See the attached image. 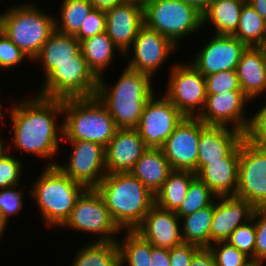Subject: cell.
I'll return each mask as SVG.
<instances>
[{
    "label": "cell",
    "mask_w": 266,
    "mask_h": 266,
    "mask_svg": "<svg viewBox=\"0 0 266 266\" xmlns=\"http://www.w3.org/2000/svg\"><path fill=\"white\" fill-rule=\"evenodd\" d=\"M14 102L8 113L13 127V143L7 145V150L13 146L16 151L51 160L46 166L57 165L58 162L53 160L63 139L62 123L57 125V118L60 114L63 116V100L35 94Z\"/></svg>",
    "instance_id": "6da1fadb"
},
{
    "label": "cell",
    "mask_w": 266,
    "mask_h": 266,
    "mask_svg": "<svg viewBox=\"0 0 266 266\" xmlns=\"http://www.w3.org/2000/svg\"><path fill=\"white\" fill-rule=\"evenodd\" d=\"M118 227L135 230L155 205V195L132 173H110L95 187Z\"/></svg>",
    "instance_id": "7a4b0ae2"
},
{
    "label": "cell",
    "mask_w": 266,
    "mask_h": 266,
    "mask_svg": "<svg viewBox=\"0 0 266 266\" xmlns=\"http://www.w3.org/2000/svg\"><path fill=\"white\" fill-rule=\"evenodd\" d=\"M114 84L110 87L101 76L96 96L107 108L117 128L136 129L145 103L155 94L152 77L125 67Z\"/></svg>",
    "instance_id": "3957f363"
},
{
    "label": "cell",
    "mask_w": 266,
    "mask_h": 266,
    "mask_svg": "<svg viewBox=\"0 0 266 266\" xmlns=\"http://www.w3.org/2000/svg\"><path fill=\"white\" fill-rule=\"evenodd\" d=\"M36 178L30 196L38 204L42 221L48 227L60 228L69 219L77 198L86 187L70 179L57 165L45 166Z\"/></svg>",
    "instance_id": "277c9868"
},
{
    "label": "cell",
    "mask_w": 266,
    "mask_h": 266,
    "mask_svg": "<svg viewBox=\"0 0 266 266\" xmlns=\"http://www.w3.org/2000/svg\"><path fill=\"white\" fill-rule=\"evenodd\" d=\"M63 139L92 141L106 147L117 126L97 96L63 99Z\"/></svg>",
    "instance_id": "5b68a950"
},
{
    "label": "cell",
    "mask_w": 266,
    "mask_h": 266,
    "mask_svg": "<svg viewBox=\"0 0 266 266\" xmlns=\"http://www.w3.org/2000/svg\"><path fill=\"white\" fill-rule=\"evenodd\" d=\"M20 5L0 14V30L33 61L55 31V17L32 3Z\"/></svg>",
    "instance_id": "8992f818"
},
{
    "label": "cell",
    "mask_w": 266,
    "mask_h": 266,
    "mask_svg": "<svg viewBox=\"0 0 266 266\" xmlns=\"http://www.w3.org/2000/svg\"><path fill=\"white\" fill-rule=\"evenodd\" d=\"M144 25L170 39L177 47L179 40L199 32L203 15L183 0H149L143 6Z\"/></svg>",
    "instance_id": "52a82bcc"
},
{
    "label": "cell",
    "mask_w": 266,
    "mask_h": 266,
    "mask_svg": "<svg viewBox=\"0 0 266 266\" xmlns=\"http://www.w3.org/2000/svg\"><path fill=\"white\" fill-rule=\"evenodd\" d=\"M63 227L72 228L74 231L94 233L96 240L93 242H117L118 234L122 232L112 219L96 188H86L81 193L69 219L61 228Z\"/></svg>",
    "instance_id": "ba28073f"
},
{
    "label": "cell",
    "mask_w": 266,
    "mask_h": 266,
    "mask_svg": "<svg viewBox=\"0 0 266 266\" xmlns=\"http://www.w3.org/2000/svg\"><path fill=\"white\" fill-rule=\"evenodd\" d=\"M44 77L39 96L62 100L96 96L99 78L86 61L58 62Z\"/></svg>",
    "instance_id": "9c48e42d"
},
{
    "label": "cell",
    "mask_w": 266,
    "mask_h": 266,
    "mask_svg": "<svg viewBox=\"0 0 266 266\" xmlns=\"http://www.w3.org/2000/svg\"><path fill=\"white\" fill-rule=\"evenodd\" d=\"M172 66L165 96L185 117H198L206 103L205 76L190 63Z\"/></svg>",
    "instance_id": "30bf717a"
},
{
    "label": "cell",
    "mask_w": 266,
    "mask_h": 266,
    "mask_svg": "<svg viewBox=\"0 0 266 266\" xmlns=\"http://www.w3.org/2000/svg\"><path fill=\"white\" fill-rule=\"evenodd\" d=\"M235 196L255 208H266V149L249 141L240 142L238 187Z\"/></svg>",
    "instance_id": "8fae6325"
},
{
    "label": "cell",
    "mask_w": 266,
    "mask_h": 266,
    "mask_svg": "<svg viewBox=\"0 0 266 266\" xmlns=\"http://www.w3.org/2000/svg\"><path fill=\"white\" fill-rule=\"evenodd\" d=\"M71 144L67 164L57 166L72 180L86 188H95L106 176L105 147L92 141L62 140Z\"/></svg>",
    "instance_id": "7c38bea8"
},
{
    "label": "cell",
    "mask_w": 266,
    "mask_h": 266,
    "mask_svg": "<svg viewBox=\"0 0 266 266\" xmlns=\"http://www.w3.org/2000/svg\"><path fill=\"white\" fill-rule=\"evenodd\" d=\"M155 96L145 103L136 129L148 147L160 148L185 116L165 95Z\"/></svg>",
    "instance_id": "4fadbf2b"
},
{
    "label": "cell",
    "mask_w": 266,
    "mask_h": 266,
    "mask_svg": "<svg viewBox=\"0 0 266 266\" xmlns=\"http://www.w3.org/2000/svg\"><path fill=\"white\" fill-rule=\"evenodd\" d=\"M248 102L250 99L243 91L207 95L205 107L198 118L206 125L230 126L245 135L251 122V116L247 118L245 115Z\"/></svg>",
    "instance_id": "5bb4252c"
},
{
    "label": "cell",
    "mask_w": 266,
    "mask_h": 266,
    "mask_svg": "<svg viewBox=\"0 0 266 266\" xmlns=\"http://www.w3.org/2000/svg\"><path fill=\"white\" fill-rule=\"evenodd\" d=\"M200 119L184 117L160 147L172 170L197 171Z\"/></svg>",
    "instance_id": "9a60e30c"
},
{
    "label": "cell",
    "mask_w": 266,
    "mask_h": 266,
    "mask_svg": "<svg viewBox=\"0 0 266 266\" xmlns=\"http://www.w3.org/2000/svg\"><path fill=\"white\" fill-rule=\"evenodd\" d=\"M130 49L133 50L134 56L127 62L126 67L153 77L160 65L177 50V46L159 32L143 25Z\"/></svg>",
    "instance_id": "2e32d148"
},
{
    "label": "cell",
    "mask_w": 266,
    "mask_h": 266,
    "mask_svg": "<svg viewBox=\"0 0 266 266\" xmlns=\"http://www.w3.org/2000/svg\"><path fill=\"white\" fill-rule=\"evenodd\" d=\"M212 38L196 54L191 64L203 76L235 70L247 46L233 35L214 34Z\"/></svg>",
    "instance_id": "e0dca14e"
},
{
    "label": "cell",
    "mask_w": 266,
    "mask_h": 266,
    "mask_svg": "<svg viewBox=\"0 0 266 266\" xmlns=\"http://www.w3.org/2000/svg\"><path fill=\"white\" fill-rule=\"evenodd\" d=\"M105 33L117 46L121 55H126L139 29L144 25L143 7L136 3L123 2L107 10Z\"/></svg>",
    "instance_id": "ac0fdd59"
},
{
    "label": "cell",
    "mask_w": 266,
    "mask_h": 266,
    "mask_svg": "<svg viewBox=\"0 0 266 266\" xmlns=\"http://www.w3.org/2000/svg\"><path fill=\"white\" fill-rule=\"evenodd\" d=\"M148 148L137 129L118 128L105 147L107 174L131 172Z\"/></svg>",
    "instance_id": "d6986e66"
},
{
    "label": "cell",
    "mask_w": 266,
    "mask_h": 266,
    "mask_svg": "<svg viewBox=\"0 0 266 266\" xmlns=\"http://www.w3.org/2000/svg\"><path fill=\"white\" fill-rule=\"evenodd\" d=\"M215 201L210 245L218 241H226L233 231L252 218L255 210L250 202L237 196H220Z\"/></svg>",
    "instance_id": "ffe728a7"
},
{
    "label": "cell",
    "mask_w": 266,
    "mask_h": 266,
    "mask_svg": "<svg viewBox=\"0 0 266 266\" xmlns=\"http://www.w3.org/2000/svg\"><path fill=\"white\" fill-rule=\"evenodd\" d=\"M179 222L175 211L162 209L155 204L135 231L153 246L171 249L183 242Z\"/></svg>",
    "instance_id": "44dd1931"
},
{
    "label": "cell",
    "mask_w": 266,
    "mask_h": 266,
    "mask_svg": "<svg viewBox=\"0 0 266 266\" xmlns=\"http://www.w3.org/2000/svg\"><path fill=\"white\" fill-rule=\"evenodd\" d=\"M245 137L233 128L206 125L200 120L197 170L210 162L222 161Z\"/></svg>",
    "instance_id": "7402d4cb"
},
{
    "label": "cell",
    "mask_w": 266,
    "mask_h": 266,
    "mask_svg": "<svg viewBox=\"0 0 266 266\" xmlns=\"http://www.w3.org/2000/svg\"><path fill=\"white\" fill-rule=\"evenodd\" d=\"M240 143L222 161L202 165L195 173L217 196H235L238 187Z\"/></svg>",
    "instance_id": "603a6c76"
},
{
    "label": "cell",
    "mask_w": 266,
    "mask_h": 266,
    "mask_svg": "<svg viewBox=\"0 0 266 266\" xmlns=\"http://www.w3.org/2000/svg\"><path fill=\"white\" fill-rule=\"evenodd\" d=\"M235 71L240 89L250 100L266 92V56L263 47H247Z\"/></svg>",
    "instance_id": "cb8c5ba5"
},
{
    "label": "cell",
    "mask_w": 266,
    "mask_h": 266,
    "mask_svg": "<svg viewBox=\"0 0 266 266\" xmlns=\"http://www.w3.org/2000/svg\"><path fill=\"white\" fill-rule=\"evenodd\" d=\"M33 61L40 63L46 76L58 62L86 60L80 51V42L74 35H65L54 31Z\"/></svg>",
    "instance_id": "d4e9b609"
},
{
    "label": "cell",
    "mask_w": 266,
    "mask_h": 266,
    "mask_svg": "<svg viewBox=\"0 0 266 266\" xmlns=\"http://www.w3.org/2000/svg\"><path fill=\"white\" fill-rule=\"evenodd\" d=\"M171 171L162 149L149 147L130 173L155 195Z\"/></svg>",
    "instance_id": "484cf974"
},
{
    "label": "cell",
    "mask_w": 266,
    "mask_h": 266,
    "mask_svg": "<svg viewBox=\"0 0 266 266\" xmlns=\"http://www.w3.org/2000/svg\"><path fill=\"white\" fill-rule=\"evenodd\" d=\"M247 0H212L203 14V26L210 21L215 34L233 35L237 30L240 12Z\"/></svg>",
    "instance_id": "4316f807"
},
{
    "label": "cell",
    "mask_w": 266,
    "mask_h": 266,
    "mask_svg": "<svg viewBox=\"0 0 266 266\" xmlns=\"http://www.w3.org/2000/svg\"><path fill=\"white\" fill-rule=\"evenodd\" d=\"M196 173L172 170L155 194V204L165 210L176 211L187 197V191Z\"/></svg>",
    "instance_id": "83f0119b"
},
{
    "label": "cell",
    "mask_w": 266,
    "mask_h": 266,
    "mask_svg": "<svg viewBox=\"0 0 266 266\" xmlns=\"http://www.w3.org/2000/svg\"><path fill=\"white\" fill-rule=\"evenodd\" d=\"M117 46L105 32L80 41V51L89 68L100 78L103 71L113 62L114 50Z\"/></svg>",
    "instance_id": "f1b7e54d"
},
{
    "label": "cell",
    "mask_w": 266,
    "mask_h": 266,
    "mask_svg": "<svg viewBox=\"0 0 266 266\" xmlns=\"http://www.w3.org/2000/svg\"><path fill=\"white\" fill-rule=\"evenodd\" d=\"M214 214V202L200 209L191 215L181 217L183 226L181 228V238L185 243H191L199 247L210 246V229Z\"/></svg>",
    "instance_id": "f546056e"
},
{
    "label": "cell",
    "mask_w": 266,
    "mask_h": 266,
    "mask_svg": "<svg viewBox=\"0 0 266 266\" xmlns=\"http://www.w3.org/2000/svg\"><path fill=\"white\" fill-rule=\"evenodd\" d=\"M233 36L247 47H263L266 44V20L247 1L243 4Z\"/></svg>",
    "instance_id": "4dcf8cb0"
},
{
    "label": "cell",
    "mask_w": 266,
    "mask_h": 266,
    "mask_svg": "<svg viewBox=\"0 0 266 266\" xmlns=\"http://www.w3.org/2000/svg\"><path fill=\"white\" fill-rule=\"evenodd\" d=\"M83 246L76 252L71 266H120L117 242L91 241Z\"/></svg>",
    "instance_id": "1f68e13d"
},
{
    "label": "cell",
    "mask_w": 266,
    "mask_h": 266,
    "mask_svg": "<svg viewBox=\"0 0 266 266\" xmlns=\"http://www.w3.org/2000/svg\"><path fill=\"white\" fill-rule=\"evenodd\" d=\"M125 233L123 242L117 239L120 266H152L151 244L135 230H125Z\"/></svg>",
    "instance_id": "d6a6232c"
},
{
    "label": "cell",
    "mask_w": 266,
    "mask_h": 266,
    "mask_svg": "<svg viewBox=\"0 0 266 266\" xmlns=\"http://www.w3.org/2000/svg\"><path fill=\"white\" fill-rule=\"evenodd\" d=\"M61 6V21L55 17V31L65 35H75L94 9L89 0H63Z\"/></svg>",
    "instance_id": "836d02e7"
},
{
    "label": "cell",
    "mask_w": 266,
    "mask_h": 266,
    "mask_svg": "<svg viewBox=\"0 0 266 266\" xmlns=\"http://www.w3.org/2000/svg\"><path fill=\"white\" fill-rule=\"evenodd\" d=\"M217 196L197 176L191 181L187 191V197L181 206L175 211L181 218L211 205ZM214 199V200H213Z\"/></svg>",
    "instance_id": "e575fe53"
},
{
    "label": "cell",
    "mask_w": 266,
    "mask_h": 266,
    "mask_svg": "<svg viewBox=\"0 0 266 266\" xmlns=\"http://www.w3.org/2000/svg\"><path fill=\"white\" fill-rule=\"evenodd\" d=\"M19 185L0 189V226L4 230L8 227L10 216L19 214L23 208V191Z\"/></svg>",
    "instance_id": "d590c367"
},
{
    "label": "cell",
    "mask_w": 266,
    "mask_h": 266,
    "mask_svg": "<svg viewBox=\"0 0 266 266\" xmlns=\"http://www.w3.org/2000/svg\"><path fill=\"white\" fill-rule=\"evenodd\" d=\"M226 242L255 261L256 228L253 218L233 231Z\"/></svg>",
    "instance_id": "8d00e7d4"
},
{
    "label": "cell",
    "mask_w": 266,
    "mask_h": 266,
    "mask_svg": "<svg viewBox=\"0 0 266 266\" xmlns=\"http://www.w3.org/2000/svg\"><path fill=\"white\" fill-rule=\"evenodd\" d=\"M209 249L213 253L216 266H248L251 259L226 241L212 243Z\"/></svg>",
    "instance_id": "74e56055"
},
{
    "label": "cell",
    "mask_w": 266,
    "mask_h": 266,
    "mask_svg": "<svg viewBox=\"0 0 266 266\" xmlns=\"http://www.w3.org/2000/svg\"><path fill=\"white\" fill-rule=\"evenodd\" d=\"M206 94H220L228 91H242L235 70H226L205 76Z\"/></svg>",
    "instance_id": "f35d334b"
},
{
    "label": "cell",
    "mask_w": 266,
    "mask_h": 266,
    "mask_svg": "<svg viewBox=\"0 0 266 266\" xmlns=\"http://www.w3.org/2000/svg\"><path fill=\"white\" fill-rule=\"evenodd\" d=\"M7 153L6 150L0 155V189L20 184L23 175L21 160Z\"/></svg>",
    "instance_id": "ab89813d"
},
{
    "label": "cell",
    "mask_w": 266,
    "mask_h": 266,
    "mask_svg": "<svg viewBox=\"0 0 266 266\" xmlns=\"http://www.w3.org/2000/svg\"><path fill=\"white\" fill-rule=\"evenodd\" d=\"M27 56L0 30V69L22 64Z\"/></svg>",
    "instance_id": "60d3db41"
},
{
    "label": "cell",
    "mask_w": 266,
    "mask_h": 266,
    "mask_svg": "<svg viewBox=\"0 0 266 266\" xmlns=\"http://www.w3.org/2000/svg\"><path fill=\"white\" fill-rule=\"evenodd\" d=\"M245 137L253 144L266 149V102L251 115V122Z\"/></svg>",
    "instance_id": "b9f144b4"
},
{
    "label": "cell",
    "mask_w": 266,
    "mask_h": 266,
    "mask_svg": "<svg viewBox=\"0 0 266 266\" xmlns=\"http://www.w3.org/2000/svg\"><path fill=\"white\" fill-rule=\"evenodd\" d=\"M105 27V12L98 9H93L88 17H86L84 23L81 24L79 31L74 36L80 42L86 38H90L96 34L105 32Z\"/></svg>",
    "instance_id": "7bdbcfd3"
},
{
    "label": "cell",
    "mask_w": 266,
    "mask_h": 266,
    "mask_svg": "<svg viewBox=\"0 0 266 266\" xmlns=\"http://www.w3.org/2000/svg\"><path fill=\"white\" fill-rule=\"evenodd\" d=\"M252 218L256 228L255 262L266 261V208H255Z\"/></svg>",
    "instance_id": "ee69618b"
},
{
    "label": "cell",
    "mask_w": 266,
    "mask_h": 266,
    "mask_svg": "<svg viewBox=\"0 0 266 266\" xmlns=\"http://www.w3.org/2000/svg\"><path fill=\"white\" fill-rule=\"evenodd\" d=\"M201 247L182 242L181 244L169 249L170 266H190L194 254Z\"/></svg>",
    "instance_id": "f6af8a7d"
},
{
    "label": "cell",
    "mask_w": 266,
    "mask_h": 266,
    "mask_svg": "<svg viewBox=\"0 0 266 266\" xmlns=\"http://www.w3.org/2000/svg\"><path fill=\"white\" fill-rule=\"evenodd\" d=\"M190 266H216L213 253L209 247H201L194 254Z\"/></svg>",
    "instance_id": "bcb514c9"
},
{
    "label": "cell",
    "mask_w": 266,
    "mask_h": 266,
    "mask_svg": "<svg viewBox=\"0 0 266 266\" xmlns=\"http://www.w3.org/2000/svg\"><path fill=\"white\" fill-rule=\"evenodd\" d=\"M152 266H170L169 249L156 247L151 244Z\"/></svg>",
    "instance_id": "7dc6e473"
},
{
    "label": "cell",
    "mask_w": 266,
    "mask_h": 266,
    "mask_svg": "<svg viewBox=\"0 0 266 266\" xmlns=\"http://www.w3.org/2000/svg\"><path fill=\"white\" fill-rule=\"evenodd\" d=\"M94 9L106 12L117 5L123 3V0H89Z\"/></svg>",
    "instance_id": "c3c4849f"
},
{
    "label": "cell",
    "mask_w": 266,
    "mask_h": 266,
    "mask_svg": "<svg viewBox=\"0 0 266 266\" xmlns=\"http://www.w3.org/2000/svg\"><path fill=\"white\" fill-rule=\"evenodd\" d=\"M185 3L191 5L202 15L207 11L212 0H183Z\"/></svg>",
    "instance_id": "681fc988"
},
{
    "label": "cell",
    "mask_w": 266,
    "mask_h": 266,
    "mask_svg": "<svg viewBox=\"0 0 266 266\" xmlns=\"http://www.w3.org/2000/svg\"><path fill=\"white\" fill-rule=\"evenodd\" d=\"M247 2L266 20V0H247Z\"/></svg>",
    "instance_id": "f907efd6"
},
{
    "label": "cell",
    "mask_w": 266,
    "mask_h": 266,
    "mask_svg": "<svg viewBox=\"0 0 266 266\" xmlns=\"http://www.w3.org/2000/svg\"><path fill=\"white\" fill-rule=\"evenodd\" d=\"M124 2H131L141 5L142 7L149 1V0H123Z\"/></svg>",
    "instance_id": "816d5d0a"
},
{
    "label": "cell",
    "mask_w": 266,
    "mask_h": 266,
    "mask_svg": "<svg viewBox=\"0 0 266 266\" xmlns=\"http://www.w3.org/2000/svg\"><path fill=\"white\" fill-rule=\"evenodd\" d=\"M5 148H6L5 144L3 140L0 138V155L3 154L7 150V148L6 149Z\"/></svg>",
    "instance_id": "f5cc1de1"
},
{
    "label": "cell",
    "mask_w": 266,
    "mask_h": 266,
    "mask_svg": "<svg viewBox=\"0 0 266 266\" xmlns=\"http://www.w3.org/2000/svg\"><path fill=\"white\" fill-rule=\"evenodd\" d=\"M248 266H263V262L251 261V263Z\"/></svg>",
    "instance_id": "db71d44e"
},
{
    "label": "cell",
    "mask_w": 266,
    "mask_h": 266,
    "mask_svg": "<svg viewBox=\"0 0 266 266\" xmlns=\"http://www.w3.org/2000/svg\"><path fill=\"white\" fill-rule=\"evenodd\" d=\"M2 108H3V107L1 106V103H0V122L4 120V119H3V118H4V115H3V114H4L5 112H3L4 109H2Z\"/></svg>",
    "instance_id": "11a10c76"
},
{
    "label": "cell",
    "mask_w": 266,
    "mask_h": 266,
    "mask_svg": "<svg viewBox=\"0 0 266 266\" xmlns=\"http://www.w3.org/2000/svg\"><path fill=\"white\" fill-rule=\"evenodd\" d=\"M4 229L0 226V240L2 239V236L4 234Z\"/></svg>",
    "instance_id": "9f6ffc18"
},
{
    "label": "cell",
    "mask_w": 266,
    "mask_h": 266,
    "mask_svg": "<svg viewBox=\"0 0 266 266\" xmlns=\"http://www.w3.org/2000/svg\"><path fill=\"white\" fill-rule=\"evenodd\" d=\"M264 48V52H265V56H266V44L263 46Z\"/></svg>",
    "instance_id": "6f0895ef"
}]
</instances>
